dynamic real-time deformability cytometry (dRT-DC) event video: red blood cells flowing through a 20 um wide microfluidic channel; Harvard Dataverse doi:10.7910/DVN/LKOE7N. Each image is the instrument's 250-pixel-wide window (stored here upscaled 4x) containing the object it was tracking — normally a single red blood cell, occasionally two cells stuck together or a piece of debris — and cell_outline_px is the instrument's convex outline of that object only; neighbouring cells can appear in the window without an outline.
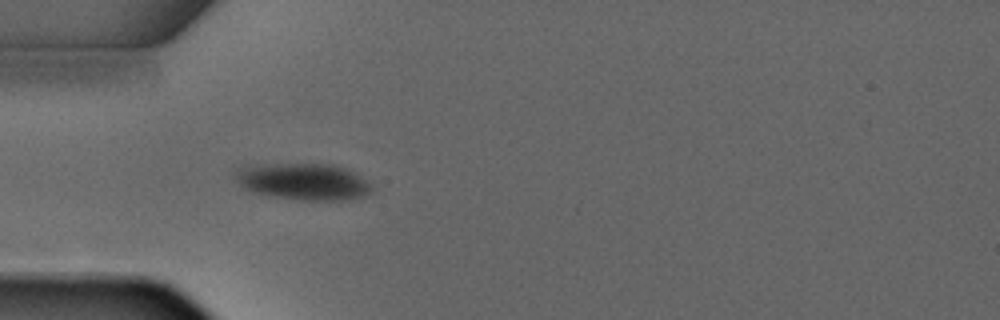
{"species": "common noctule bat (a hibernating species)", "species_latin": "Nyctalus noctula", "temperature_condition": "warm", "stored_images_in_passage": 4, "camera_frame_rate_fps": 3000, "um_per_image_px": 0.085, "animal": {"sex": "male", "forearm_length_mm": 52.5}, "frame": {"image": 1, "passage_image": 4, "time_ms": 3.333, "image_size_px": [1000, 320], "cell_outline_px": [[372, 192], [360, 196], [340, 200], [300, 200], [276, 196], [256, 192], [240, 184], [236, 180], [236, 168], [248, 164], [332, 164], [344, 168], [352, 172], [372, 184]], "centroid_in_image_um": [25.77, 15.41], "position_along_channel_um": 59.2, "area_um2": 28.73}}